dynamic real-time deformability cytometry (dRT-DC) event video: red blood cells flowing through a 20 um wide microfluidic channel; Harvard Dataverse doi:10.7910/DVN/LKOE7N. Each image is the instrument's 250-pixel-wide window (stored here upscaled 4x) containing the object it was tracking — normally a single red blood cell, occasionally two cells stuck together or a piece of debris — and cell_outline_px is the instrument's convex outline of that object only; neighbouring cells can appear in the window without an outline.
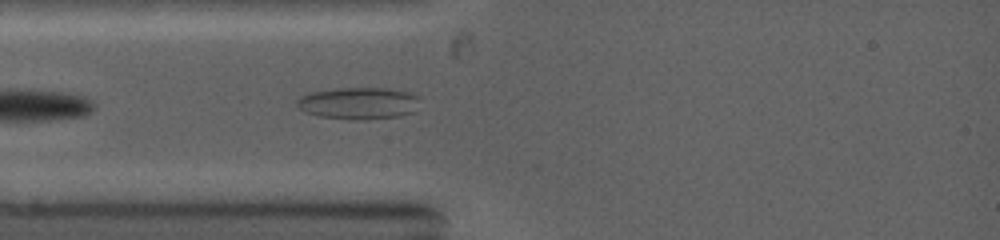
{"species": "common noctule bat (a hibernating species)", "species_latin": "Nyctalus noctula", "temperature_condition": "warm", "stored_images_in_passage": 39, "camera_frame_rate_fps": 5000, "um_per_image_px": 0.085, "animal": {"sex": "female", "body_mass_g": 19.0, "forearm_length_mm": 53.3}, "frame": {"image": 1, "passage_image": 4, "time_ms": 1.0, "image_size_px": [1000, 240], "cell_outline_px": [[420, 96], [412, 112], [400, 116], [364, 120], [352, 120], [320, 116], [304, 112], [296, 104], [296, 100], [300, 96], [308, 92], [336, 88], [388, 88], [408, 92]], "centroid_in_image_um": [30.43, 8.77], "position_along_channel_um": 54.6, "area_um2": 23.0}}
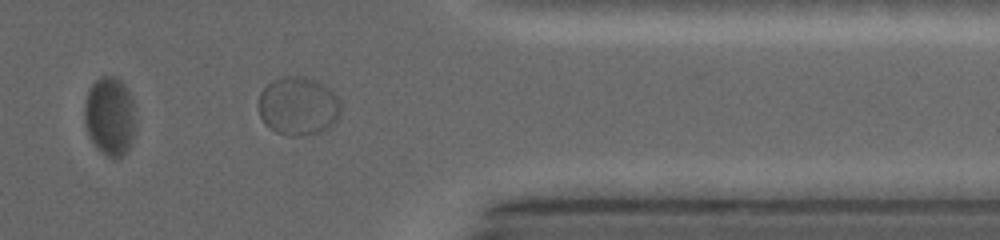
{"frame": {"image": 2, "passage_image": 28, "time_ms": 9.2, "image_size_px": [1000, 240], "cell_outline_px": [[340, 112], [336, 120], [328, 128], [320, 132], [304, 136], [288, 136], [276, 132], [264, 124], [260, 116], [260, 92], [272, 80], [288, 76], [304, 76], [316, 80], [332, 88], [340, 104]], "centroid_in_image_um": [25.36, 9.02], "position_along_channel_um": 386.0, "area_um2": 28.15}}
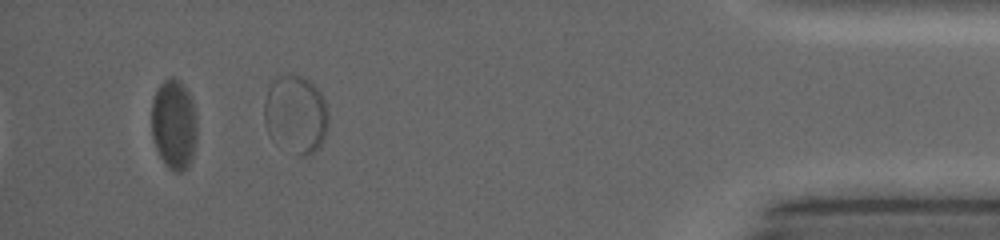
{"frame": {"image": 3, "passage_image": 34, "time_ms": 11.0, "image_size_px": [1000, 240], "cell_outline_px": [[196, 140], [192, 156], [188, 168], [180, 172], [176, 172], [168, 168], [164, 164], [156, 148], [152, 136], [152, 100], [156, 88], [164, 80], [172, 76], [180, 80], [184, 84], [192, 100], [196, 112]], "centroid_in_image_um": [14.78, 10.55], "position_along_channel_um": 420.4, "area_um2": 24.16}}